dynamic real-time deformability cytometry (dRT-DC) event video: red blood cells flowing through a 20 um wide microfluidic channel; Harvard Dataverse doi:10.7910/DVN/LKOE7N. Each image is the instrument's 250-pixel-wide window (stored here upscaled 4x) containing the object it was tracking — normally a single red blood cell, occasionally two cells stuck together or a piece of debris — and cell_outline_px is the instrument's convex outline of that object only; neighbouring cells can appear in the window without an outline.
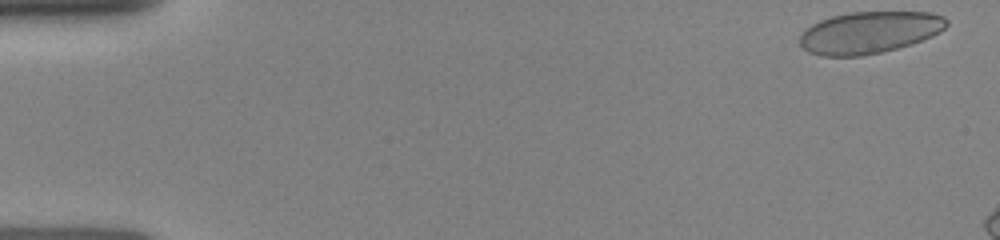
{"species": "human", "species_latin": "Homo sapiens", "temperature_condition": "room temperature", "stored_images_in_passage": 6, "camera_frame_rate_fps": 3000, "um_per_image_px": 0.085, "donor": {"sex": "female"}, "frame": {"image": 1, "passage_image": 1, "time_ms": 0.0, "image_size_px": [1000, 240], "cell_outline_px": [[948, 24], [940, 32], [932, 36], [912, 44], [880, 52], [860, 56], [820, 56], [808, 52], [800, 44], [800, 36], [812, 24], [820, 20], [832, 16], [848, 12], [932, 12], [944, 16], [948, 20]], "centroid_in_image_um": [73.92, 2.75], "position_along_channel_um": 11.1, "area_um2": 35.84}}